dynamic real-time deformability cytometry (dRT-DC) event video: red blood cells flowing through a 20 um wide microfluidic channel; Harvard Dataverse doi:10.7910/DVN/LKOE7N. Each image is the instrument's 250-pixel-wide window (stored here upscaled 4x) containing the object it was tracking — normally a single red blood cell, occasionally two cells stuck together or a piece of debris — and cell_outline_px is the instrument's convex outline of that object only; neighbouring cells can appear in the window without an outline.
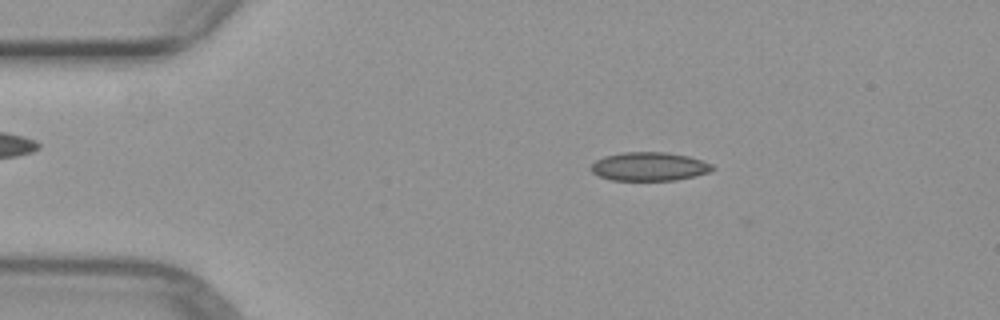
{"species": "common noctule bat (a hibernating species)", "species_latin": "Nyctalus noctula", "temperature_condition": "warm", "stored_images_in_passage": 12, "camera_frame_rate_fps": 3000, "um_per_image_px": 0.085, "animal": {"sex": "female", "body_mass_g": 29.2, "forearm_length_mm": 56.3}, "frame": {"image": 1, "passage_image": 10, "time_ms": 3.0, "image_size_px": [1000, 320], "cell_outline_px": [[716, 168], [712, 172], [676, 180], [612, 180], [600, 176], [592, 172], [588, 168], [596, 160], [604, 156], [624, 152], [668, 152], [688, 156], [712, 164]], "centroid_in_image_um": [55.2, 14.15], "position_along_channel_um": 29.8, "area_um2": 20.35}}